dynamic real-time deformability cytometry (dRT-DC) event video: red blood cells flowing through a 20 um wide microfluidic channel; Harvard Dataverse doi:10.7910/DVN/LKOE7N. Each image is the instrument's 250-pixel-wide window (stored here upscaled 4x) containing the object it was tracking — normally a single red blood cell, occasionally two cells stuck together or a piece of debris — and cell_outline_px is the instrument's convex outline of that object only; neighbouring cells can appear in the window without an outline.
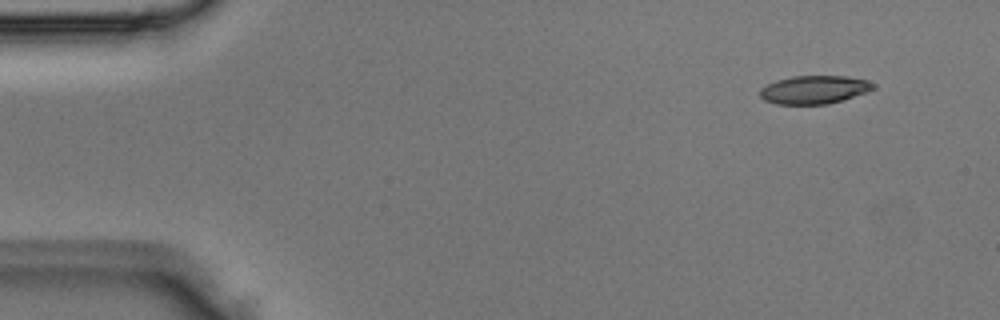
{"species": "Egyptian fruit bat (a non-hibernating species)", "species_latin": "Rousettus aegyptiacus", "temperature_condition": "room temperature", "stored_images_in_passage": 4, "segment_of_instrument_passage": [1, 2], "camera_frame_rate_fps": 3000, "um_per_image_px": 0.085, "animal": {"sex": "male"}, "frame": {"image": 1, "passage_image": 1, "time_ms": 0.0, "image_size_px": [1000, 320], "cell_outline_px": [[876, 88], [868, 92], [828, 104], [776, 104], [764, 100], [760, 96], [760, 88], [776, 80], [792, 76], [848, 76], [868, 80], [876, 84]], "centroid_in_image_um": [69.24, 7.61], "position_along_channel_um": 15.8, "area_um2": 18.79}}